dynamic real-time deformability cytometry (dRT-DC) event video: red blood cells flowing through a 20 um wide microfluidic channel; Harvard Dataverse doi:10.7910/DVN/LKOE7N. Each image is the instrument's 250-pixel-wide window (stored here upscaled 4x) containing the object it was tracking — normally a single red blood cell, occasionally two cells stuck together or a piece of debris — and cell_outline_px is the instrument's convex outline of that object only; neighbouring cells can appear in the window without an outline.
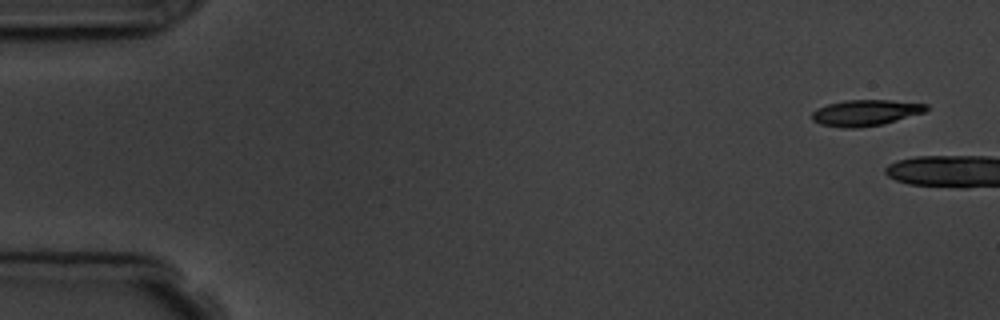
{"species": "common noctule bat (a hibernating species)", "species_latin": "Nyctalus noctula", "temperature_condition": "room temperature", "stored_images_in_passage": 5, "camera_frame_rate_fps": 3000, "um_per_image_px": 0.085, "animal": {"sex": "male", "body_mass_g": 19.5, "forearm_length_mm": 54.6}, "frame": {"image": 1, "passage_image": 1, "time_ms": 0.0, "image_size_px": [1000, 320], "cell_outline_px": [[928, 108], [924, 112], [884, 124], [856, 128], [844, 128], [820, 124], [812, 120], [812, 112], [816, 108], [828, 104], [844, 100], [892, 100], [928, 104]], "centroid_in_image_um": [73.55, 9.58], "position_along_channel_um": 11.4, "area_um2": 17.4}}